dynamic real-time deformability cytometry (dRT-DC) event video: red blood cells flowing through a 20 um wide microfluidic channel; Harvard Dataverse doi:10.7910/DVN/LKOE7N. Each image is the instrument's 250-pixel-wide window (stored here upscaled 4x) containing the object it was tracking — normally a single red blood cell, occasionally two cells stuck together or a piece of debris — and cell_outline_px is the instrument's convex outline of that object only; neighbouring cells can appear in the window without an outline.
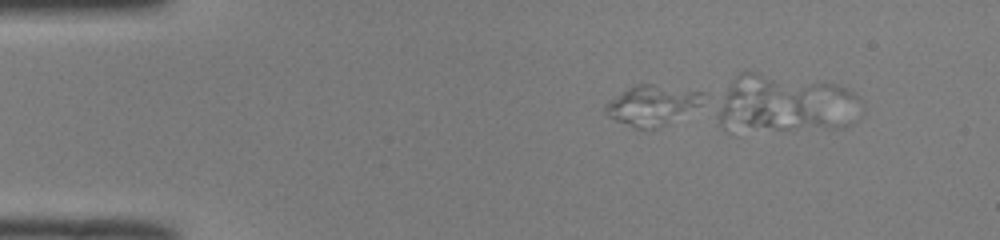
{"species": "common noctule bat (a hibernating species)", "species_latin": "Nyctalus noctula", "temperature_condition": "room temperature", "stored_images_in_passage": 10, "camera_frame_rate_fps": 3000, "um_per_image_px": 0.085, "animal": {"sex": "male", "body_mass_g": 19.0, "forearm_length_mm": 50.8}, "frame": {"image": 1, "passage_image": 5, "time_ms": 1.333, "image_size_px": [1000, 240], "cell_outline_px": [[708, 92], [700, 104], [664, 124], [656, 128], [636, 128], [616, 120], [608, 116], [604, 112], [604, 104], [628, 88], [636, 84], [652, 84]], "centroid_in_image_um": [55.41, 8.91], "position_along_channel_um": 29.6, "area_um2": 22.2}}